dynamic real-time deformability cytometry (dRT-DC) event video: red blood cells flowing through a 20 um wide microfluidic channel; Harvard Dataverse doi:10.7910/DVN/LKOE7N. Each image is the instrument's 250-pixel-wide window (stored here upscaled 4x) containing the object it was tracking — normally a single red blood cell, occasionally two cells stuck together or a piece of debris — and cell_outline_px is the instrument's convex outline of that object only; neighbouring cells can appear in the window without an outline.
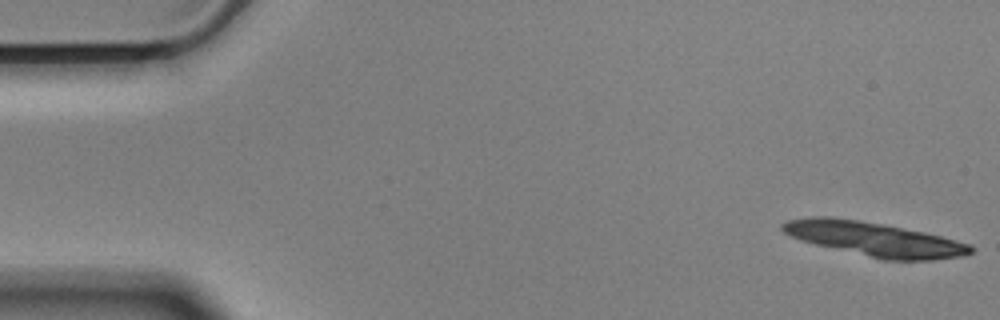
{"species": "Egyptian fruit bat (a non-hibernating species)", "species_latin": "Rousettus aegyptiacus", "temperature_condition": "cold", "stored_images_in_passage": 11, "camera_frame_rate_fps": 3000, "um_per_image_px": 0.085, "animal": {"sex": "male"}, "frame": {"image": 1, "passage_image": 1, "time_ms": 0.0, "image_size_px": [1000, 320], "cell_outline_px": [[976, 248], [972, 252], [964, 256], [932, 260], [884, 260], [816, 244], [800, 240], [784, 232], [780, 228], [780, 224], [788, 220], [812, 216], [832, 216], [860, 220], [884, 224], [924, 232], [972, 244]], "centroid_in_image_um": [74.35, 20.31], "position_along_channel_um": 10.7, "area_um2": 37.45}}